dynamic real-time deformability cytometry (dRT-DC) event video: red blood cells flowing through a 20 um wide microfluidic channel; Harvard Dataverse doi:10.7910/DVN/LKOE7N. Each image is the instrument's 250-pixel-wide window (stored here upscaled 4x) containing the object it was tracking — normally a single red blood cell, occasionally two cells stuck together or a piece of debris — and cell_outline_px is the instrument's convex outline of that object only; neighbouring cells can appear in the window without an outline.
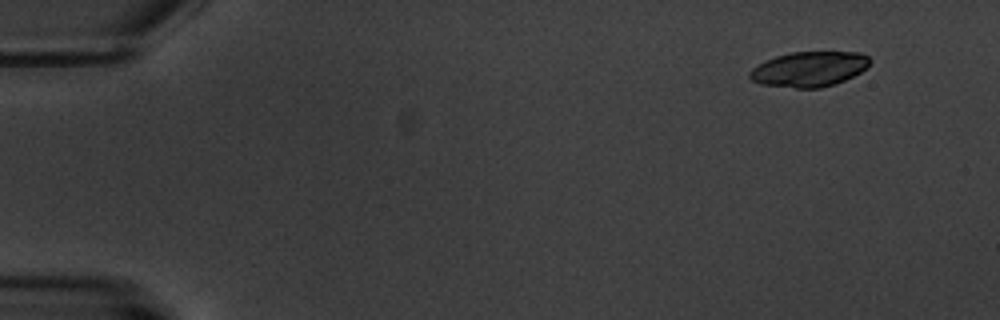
{"species": "common noctule bat (a hibernating species)", "species_latin": "Nyctalus noctula", "temperature_condition": "warm", "stored_images_in_passage": 3, "camera_frame_rate_fps": 3000, "um_per_image_px": 0.085, "animal": {"sex": "male", "body_mass_g": 20.1, "forearm_length_mm": 53.5}, "frame": {"image": 1, "passage_image": 1, "time_ms": 0.0, "image_size_px": [1000, 320], "cell_outline_px": [[872, 60], [860, 72], [836, 84], [820, 88], [796, 88], [760, 84], [752, 80], [748, 76], [748, 72], [752, 68], [764, 60], [776, 56], [792, 52], [860, 52], [868, 56]], "centroid_in_image_um": [68.75, 5.87], "position_along_channel_um": 16.3, "area_um2": 24.62}}